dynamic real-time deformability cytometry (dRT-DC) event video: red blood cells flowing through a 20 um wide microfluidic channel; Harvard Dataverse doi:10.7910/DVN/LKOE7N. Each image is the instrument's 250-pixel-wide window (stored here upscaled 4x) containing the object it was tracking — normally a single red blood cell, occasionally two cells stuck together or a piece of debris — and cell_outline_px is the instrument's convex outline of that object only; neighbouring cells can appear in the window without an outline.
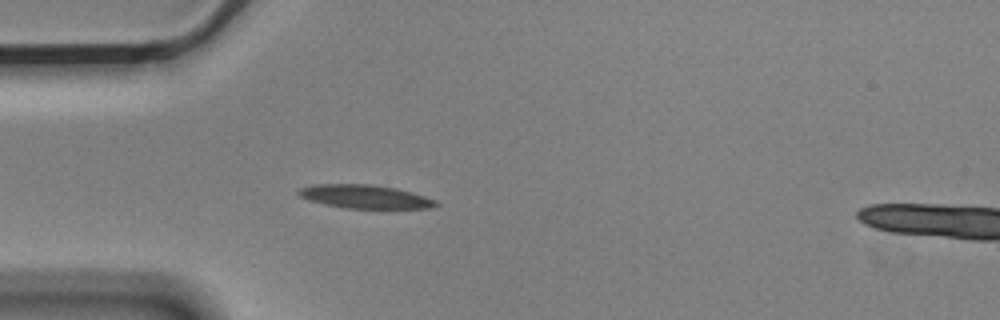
{"species": "Egyptian fruit bat (a non-hibernating species)", "species_latin": "Rousettus aegyptiacus", "temperature_condition": "cold", "stored_images_in_passage": 2, "camera_frame_rate_fps": 3000, "um_per_image_px": 0.085, "animal": {"sex": "male"}, "frame": {"image": 1, "passage_image": 1, "time_ms": 0.0, "image_size_px": [1000, 320], "cell_outline_px": [[440, 204], [428, 208], [348, 208], [324, 204], [308, 200], [300, 196], [296, 192], [300, 188], [312, 184], [372, 184], [396, 188], [412, 192], [436, 200]], "centroid_in_image_um": [31.0, 16.7], "position_along_channel_um": 54.0, "area_um2": 18.79}}